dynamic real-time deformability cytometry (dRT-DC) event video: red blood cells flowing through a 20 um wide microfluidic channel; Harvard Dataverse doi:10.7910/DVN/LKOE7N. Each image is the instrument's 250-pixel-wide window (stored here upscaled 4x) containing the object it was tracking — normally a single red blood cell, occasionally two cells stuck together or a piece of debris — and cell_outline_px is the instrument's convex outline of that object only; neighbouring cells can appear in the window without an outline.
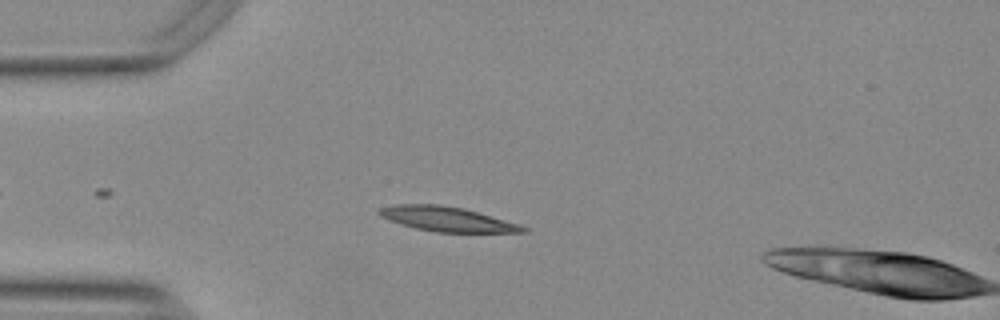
{"species": "Egyptian fruit bat (a non-hibernating species)", "species_latin": "Rousettus aegyptiacus", "temperature_condition": "warm", "stored_images_in_passage": 12, "camera_frame_rate_fps": 3000, "um_per_image_px": 0.085, "animal": {"sex": "female"}, "frame": {"image": 1, "passage_image": 10, "time_ms": 3.0, "image_size_px": [1000, 320], "cell_outline_px": [[528, 232], [436, 232], [416, 228], [400, 224], [380, 216], [376, 212], [380, 208], [396, 204], [440, 204], [464, 208], [520, 224], [528, 228]], "centroid_in_image_um": [38.0, 18.61], "position_along_channel_um": 47.0, "area_um2": 20.63}}